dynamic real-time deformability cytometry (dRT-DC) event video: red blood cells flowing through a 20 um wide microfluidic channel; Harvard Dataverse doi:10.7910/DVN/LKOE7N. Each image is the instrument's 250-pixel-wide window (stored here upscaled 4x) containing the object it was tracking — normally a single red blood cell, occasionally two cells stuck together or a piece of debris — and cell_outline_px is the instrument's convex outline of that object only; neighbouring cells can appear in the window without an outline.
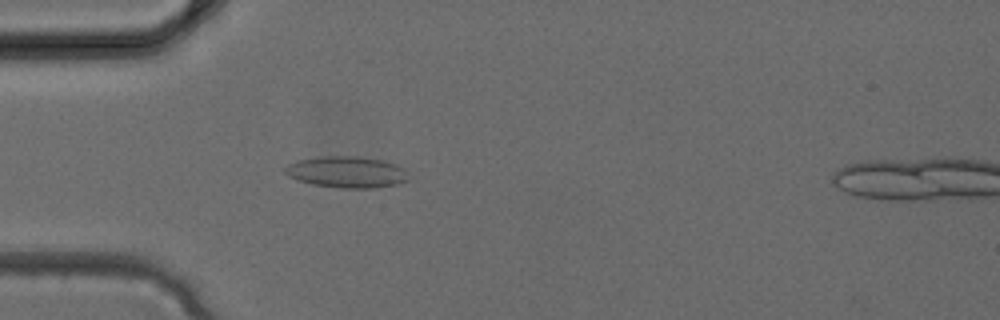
{"species": "common noctule bat (a hibernating species)", "species_latin": "Nyctalus noctula", "temperature_condition": "cold", "stored_images_in_passage": 3, "camera_frame_rate_fps": 3000, "um_per_image_px": 0.085, "animal": {"sex": "female", "body_mass_g": 24.6, "forearm_length_mm": 56.2}, "frame": {"image": 1, "passage_image": 2, "time_ms": 0.333, "image_size_px": [1000, 320], "cell_outline_px": [[412, 176], [408, 180], [396, 184], [376, 188], [340, 188], [312, 184], [288, 176], [284, 172], [284, 168], [288, 164], [296, 160], [320, 156], [356, 156], [380, 160], [396, 164], [404, 168]], "centroid_in_image_um": [29.49, 14.62], "position_along_channel_um": 55.5, "area_um2": 22.77}}